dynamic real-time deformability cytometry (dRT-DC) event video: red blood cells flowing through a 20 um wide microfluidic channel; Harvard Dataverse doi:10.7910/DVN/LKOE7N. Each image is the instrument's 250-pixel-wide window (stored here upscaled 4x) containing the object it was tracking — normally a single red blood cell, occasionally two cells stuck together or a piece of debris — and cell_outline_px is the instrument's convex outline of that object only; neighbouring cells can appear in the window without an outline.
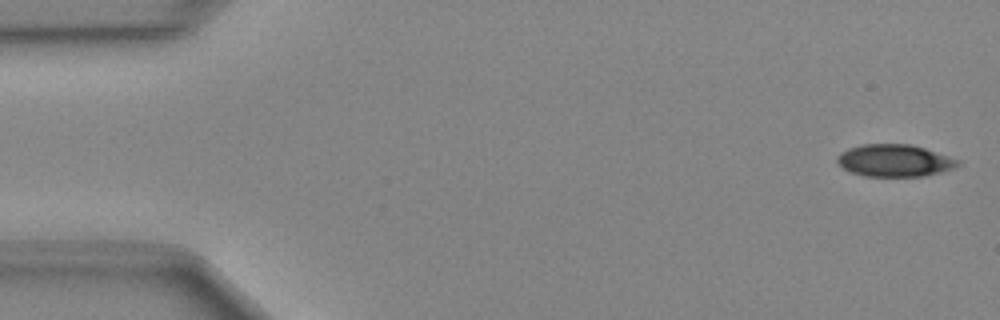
{"species": "Egyptian fruit bat (a non-hibernating species)", "species_latin": "Rousettus aegyptiacus", "temperature_condition": "cold", "stored_images_in_passage": 12, "camera_frame_rate_fps": 3000, "um_per_image_px": 0.085, "animal": {"sex": "female"}, "frame": {"image": 1, "passage_image": 1, "time_ms": 0.0, "image_size_px": [1000, 320], "cell_outline_px": [[960, 164], [952, 168], [940, 172], [924, 176], [864, 176], [852, 172], [844, 168], [836, 160], [836, 156], [840, 152], [848, 148], [864, 144], [912, 144], [960, 160]], "centroid_in_image_um": [76.02, 13.64], "position_along_channel_um": 9.0, "area_um2": 22.48}}